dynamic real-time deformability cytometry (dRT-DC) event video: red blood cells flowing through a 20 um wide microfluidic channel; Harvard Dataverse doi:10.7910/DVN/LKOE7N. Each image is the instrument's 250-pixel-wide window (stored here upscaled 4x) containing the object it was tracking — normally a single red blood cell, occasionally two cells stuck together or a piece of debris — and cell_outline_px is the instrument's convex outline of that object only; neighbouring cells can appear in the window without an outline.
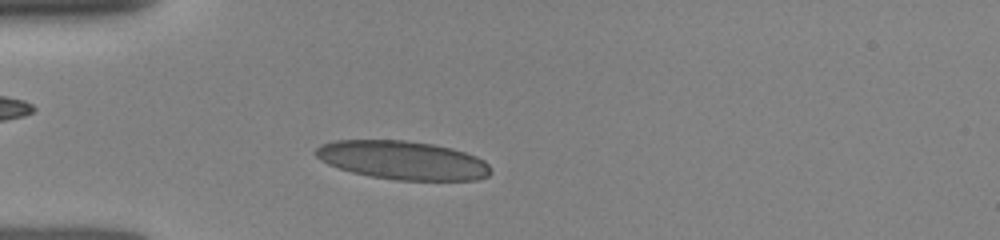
{"species": "human", "species_latin": "Homo sapiens", "temperature_condition": "room temperature", "stored_images_in_passage": 5, "camera_frame_rate_fps": 3000, "um_per_image_px": 0.085, "donor": {"sex": "female"}, "frame": {"image": 1, "passage_image": 4, "time_ms": 1.667, "image_size_px": [1000, 240], "cell_outline_px": [[488, 176], [476, 180], [396, 180], [372, 176], [352, 172], [328, 164], [320, 160], [312, 152], [320, 144], [336, 140], [404, 140], [432, 144], [452, 148], [476, 156], [484, 160], [488, 164]], "centroid_in_image_um": [34.19, 13.61], "position_along_channel_um": 50.8, "area_um2": 39.25}}